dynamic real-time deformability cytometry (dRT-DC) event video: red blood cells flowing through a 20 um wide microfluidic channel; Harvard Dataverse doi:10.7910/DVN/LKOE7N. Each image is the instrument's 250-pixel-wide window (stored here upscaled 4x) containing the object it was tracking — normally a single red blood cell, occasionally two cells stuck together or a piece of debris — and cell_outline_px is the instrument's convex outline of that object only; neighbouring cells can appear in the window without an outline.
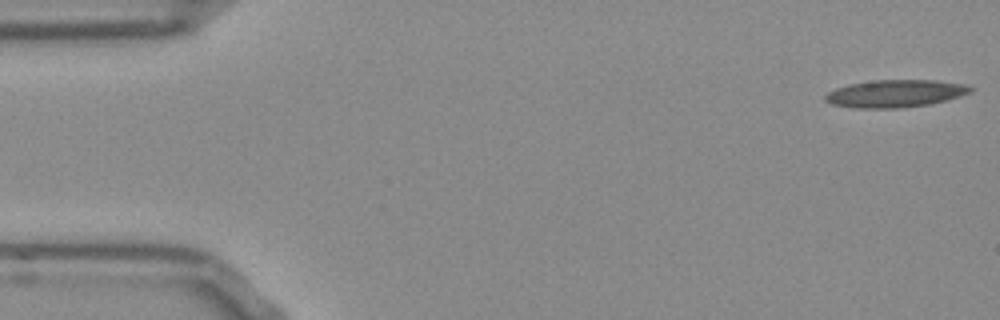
{"species": "Egyptian fruit bat (a non-hibernating species)", "species_latin": "Rousettus aegyptiacus", "temperature_condition": "room temperature", "stored_images_in_passage": 52, "camera_frame_rate_fps": 3000, "um_per_image_px": 0.085, "frame": {"image": 1, "passage_image": 1, "time_ms": 0.0, "image_size_px": [1000, 320], "cell_outline_px": [[972, 92], [960, 96], [928, 104], [900, 108], [856, 108], [832, 104], [824, 100], [824, 96], [828, 92], [836, 88], [848, 84], [876, 80], [936, 80], [964, 84], [972, 88]], "centroid_in_image_um": [76.07, 7.95], "position_along_channel_um": 8.9, "area_um2": 23.12}}
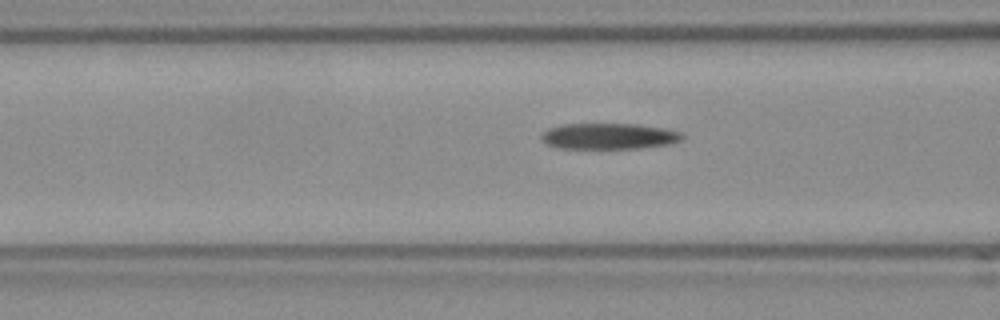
{"frame": {"image": 2, "passage_image": 19, "time_ms": 6.0, "image_size_px": [1000, 320], "cell_outline_px": [[684, 136], [680, 140], [672, 144], [640, 148], [556, 148], [548, 144], [540, 136], [548, 128], [560, 124], [636, 124], [664, 128], [684, 132]], "centroid_in_image_um": [51.8, 11.57], "position_along_channel_um": 114.8, "area_um2": 21.39}}
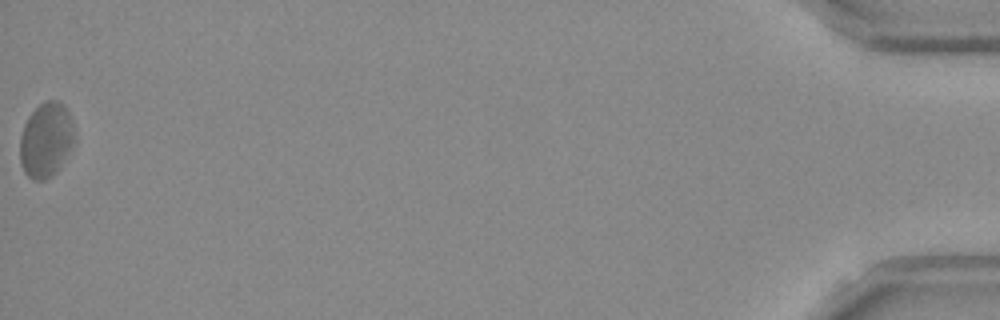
{"frame": {"image": 3, "passage_image": 52, "time_ms": 17.0, "image_size_px": [1000, 320], "cell_outline_px": [[72, 144], [68, 152], [56, 172], [44, 180], [32, 180], [24, 172], [20, 160], [20, 136], [24, 124], [28, 116], [40, 104], [48, 100], [60, 100], [64, 104], [72, 120]], "centroid_in_image_um": [3.88, 11.88], "position_along_channel_um": 431.3, "area_um2": 23.41}, "authors_computed_cell_mechanics": {"area_um2": 21.9351, "velocity_mm_per_s": 3.841, "shape_relaxation_time_tau1_ms": null, "shape_relaxation_time_tau2_ms": 3.6625, "deformation_change_tau1": null, "deformation_change_tau2": 0.1109}}